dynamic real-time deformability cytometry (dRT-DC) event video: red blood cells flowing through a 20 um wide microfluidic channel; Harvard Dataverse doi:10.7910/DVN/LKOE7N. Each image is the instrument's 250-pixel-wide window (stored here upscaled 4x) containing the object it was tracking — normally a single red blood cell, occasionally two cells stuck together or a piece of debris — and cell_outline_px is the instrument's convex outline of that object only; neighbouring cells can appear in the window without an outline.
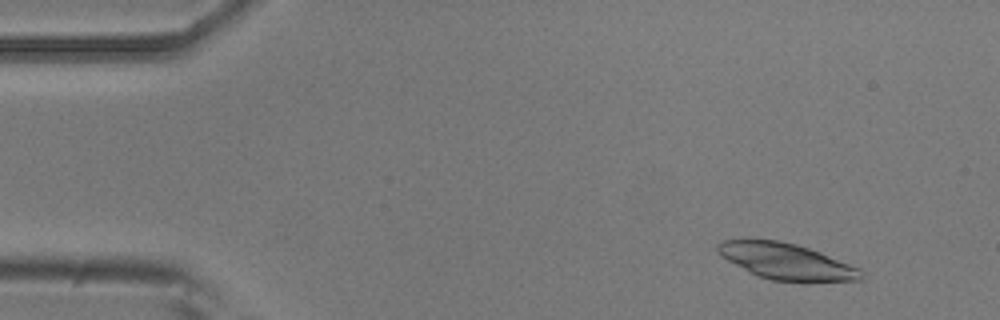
{"species": "common noctule bat (a hibernating species)", "species_latin": "Nyctalus noctula", "temperature_condition": "room temperature", "stored_images_in_passage": 4, "camera_frame_rate_fps": 3000, "um_per_image_px": 0.085, "animal": {"sex": "male", "body_mass_g": 20.5, "forearm_length_mm": 52.5}, "frame": {"image": 1, "passage_image": 2, "time_ms": 0.333, "image_size_px": [1000, 320], "cell_outline_px": [[868, 276], [860, 280], [804, 284], [772, 280], [760, 276], [720, 256], [716, 252], [716, 244], [724, 240], [776, 240], [796, 244], [820, 252], [860, 268]], "centroid_in_image_um": [66.95, 22.27], "position_along_channel_um": 18.1, "area_um2": 30.69}}